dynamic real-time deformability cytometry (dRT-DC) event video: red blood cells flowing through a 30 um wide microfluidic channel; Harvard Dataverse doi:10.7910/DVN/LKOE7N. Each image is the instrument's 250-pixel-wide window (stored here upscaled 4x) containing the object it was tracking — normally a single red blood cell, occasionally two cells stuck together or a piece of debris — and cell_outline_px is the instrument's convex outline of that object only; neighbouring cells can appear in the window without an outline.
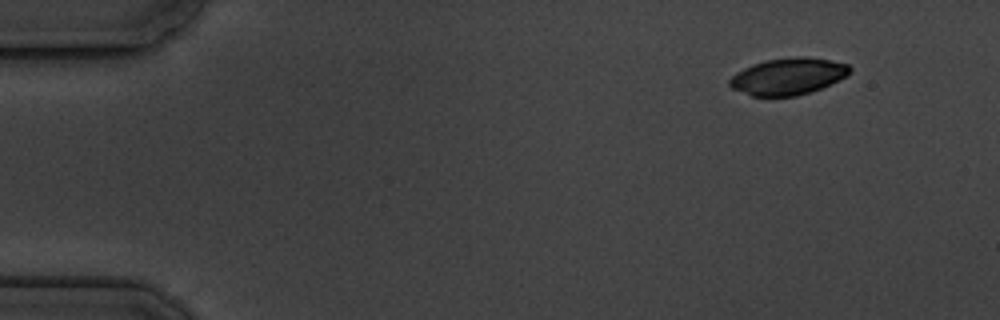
{"species": "common noctule bat (a hibernating species)", "species_latin": "Nyctalus noctula", "temperature_condition": "cold", "stored_images_in_passage": 5, "camera_frame_rate_fps": 3000, "um_per_image_px": 0.085, "animal": {"sex": "male", "body_mass_g": 19.5, "forearm_length_mm": 54.6}, "frame": {"image": 1, "passage_image": 1, "time_ms": 0.0, "image_size_px": [1000, 320], "cell_outline_px": [[852, 72], [848, 76], [820, 88], [796, 96], [752, 96], [732, 88], [728, 84], [728, 80], [736, 72], [752, 64], [764, 60], [796, 56], [804, 56], [828, 60], [848, 64], [852, 68]], "centroid_in_image_um": [66.98, 6.48], "position_along_channel_um": 18.0, "area_um2": 25.78}}
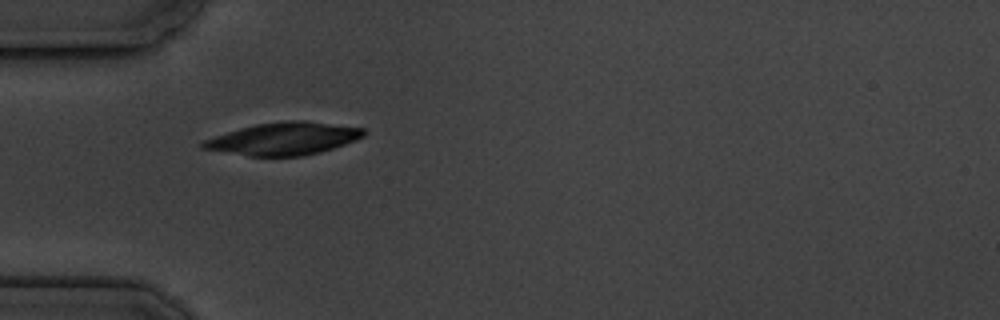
{"frame": {"image": 2, "passage_image": 4, "time_ms": 4.0, "image_size_px": [1000, 320], "cell_outline_px": [[368, 132], [364, 136], [356, 140], [320, 152], [304, 156], [248, 156], [200, 148], [200, 144], [204, 140], [240, 128], [256, 124], [288, 120], [304, 120], [364, 128]], "centroid_in_image_um": [24.14, 11.79], "position_along_channel_um": 60.9, "area_um2": 30.35}}